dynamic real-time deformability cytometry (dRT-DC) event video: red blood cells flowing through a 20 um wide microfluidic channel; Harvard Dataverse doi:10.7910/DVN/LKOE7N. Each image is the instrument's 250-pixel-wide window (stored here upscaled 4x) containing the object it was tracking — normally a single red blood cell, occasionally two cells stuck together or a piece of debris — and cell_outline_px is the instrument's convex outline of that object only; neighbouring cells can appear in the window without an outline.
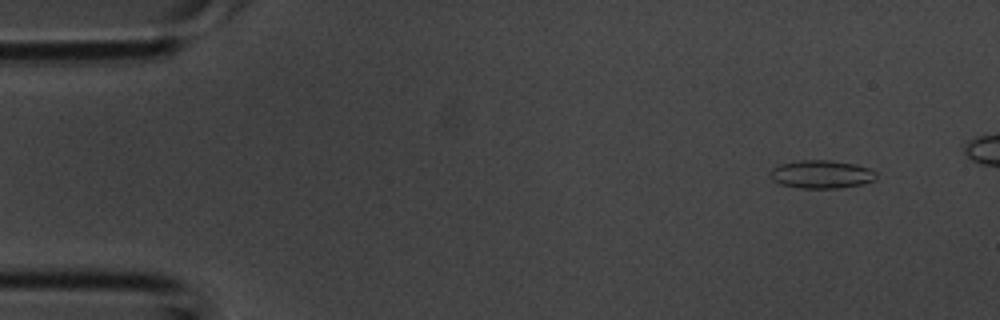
{"species": "common noctule bat (a hibernating species)", "species_latin": "Nyctalus noctula", "temperature_condition": "room temperature", "stored_images_in_passage": 4, "camera_frame_rate_fps": 3000, "um_per_image_px": 0.085, "animal": {"sex": "male", "body_mass_g": 20.1, "forearm_length_mm": 53.5}, "frame": {"image": 1, "passage_image": 1, "time_ms": 0.0, "image_size_px": [1000, 320], "cell_outline_px": [[876, 180], [864, 184], [840, 188], [800, 188], [780, 184], [772, 180], [768, 176], [768, 172], [772, 168], [780, 164], [800, 160], [832, 160], [856, 164], [868, 168], [876, 172]], "centroid_in_image_um": [69.8, 14.81], "position_along_channel_um": 15.2, "area_um2": 17.69}}